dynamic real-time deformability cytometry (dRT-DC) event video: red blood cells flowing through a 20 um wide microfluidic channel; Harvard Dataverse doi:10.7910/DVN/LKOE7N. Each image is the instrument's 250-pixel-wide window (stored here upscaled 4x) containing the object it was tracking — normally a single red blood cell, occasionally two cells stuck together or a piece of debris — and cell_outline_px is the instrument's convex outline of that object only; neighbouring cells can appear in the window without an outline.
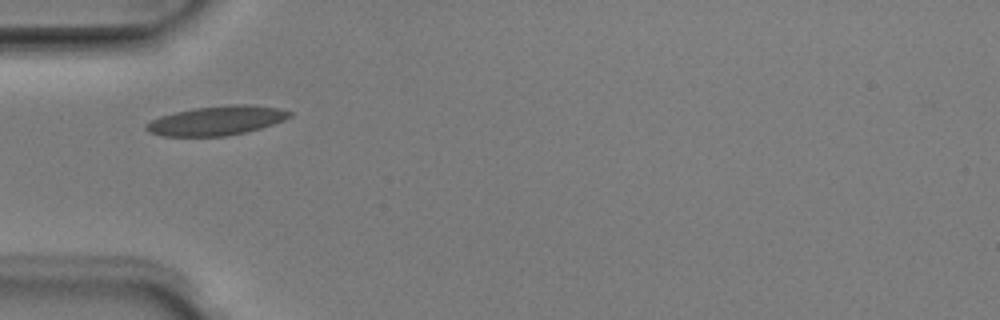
{"species": "Egyptian fruit bat (a non-hibernating species)", "species_latin": "Rousettus aegyptiacus", "temperature_condition": "room temperature", "stored_images_in_passage": 29, "camera_frame_rate_fps": 3000, "um_per_image_px": 0.085, "animal": {"sex": "male"}, "frame": {"image": 1, "passage_image": 1, "time_ms": 0.0, "image_size_px": [1000, 320], "cell_outline_px": [[292, 116], [284, 120], [260, 128], [244, 132], [224, 136], [164, 136], [148, 132], [144, 128], [144, 124], [160, 116], [176, 112], [196, 108], [232, 104], [248, 104], [280, 108], [292, 112]], "centroid_in_image_um": [18.41, 10.25], "position_along_channel_um": 66.6, "area_um2": 24.33}}
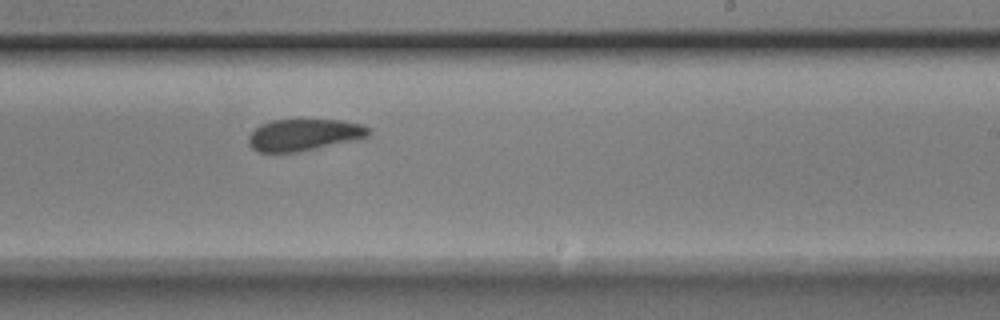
{"frame": {"image": 2, "passage_image": 16, "time_ms": 5.0, "image_size_px": [1000, 320], "cell_outline_px": [[372, 132], [368, 136], [356, 140], [300, 152], [256, 152], [248, 144], [248, 136], [260, 124], [272, 120], [340, 120], [360, 124], [368, 128]], "centroid_in_image_um": [25.82, 11.47], "position_along_channel_um": 263.2, "area_um2": 22.31}}
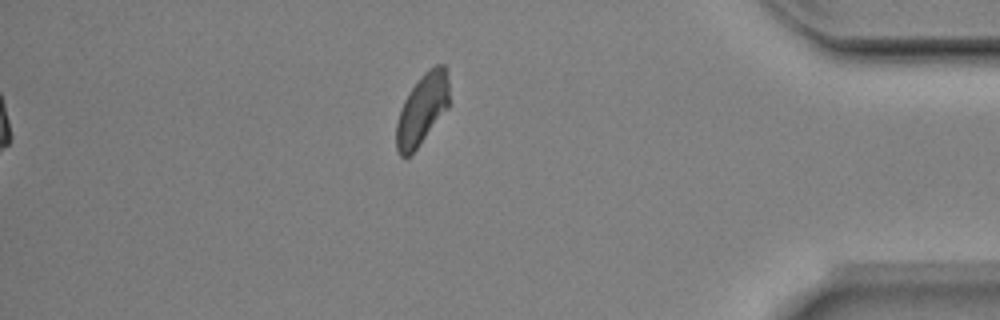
{"frame": {"image": 3, "passage_image": 29, "time_ms": 9.333, "image_size_px": [1000, 320], "cell_outline_px": [[448, 108], [416, 148], [408, 156], [400, 156], [396, 148], [396, 124], [404, 100], [412, 88], [424, 72], [428, 68], [436, 64], [444, 64], [448, 68]], "centroid_in_image_um": [35.89, 9.24], "position_along_channel_um": 399.3, "area_um2": 21.5}, "authors_computed_cell_mechanics": {"area_um2": 23.1778, "velocity_mm_per_s": 3.9514, "shape_relaxation_time_tau1_ms": 2.9678, "shape_relaxation_time_tau2_ms": 4.0873, "deformation_change_tau1": 0.1092, "deformation_change_tau2": 0.0623}}